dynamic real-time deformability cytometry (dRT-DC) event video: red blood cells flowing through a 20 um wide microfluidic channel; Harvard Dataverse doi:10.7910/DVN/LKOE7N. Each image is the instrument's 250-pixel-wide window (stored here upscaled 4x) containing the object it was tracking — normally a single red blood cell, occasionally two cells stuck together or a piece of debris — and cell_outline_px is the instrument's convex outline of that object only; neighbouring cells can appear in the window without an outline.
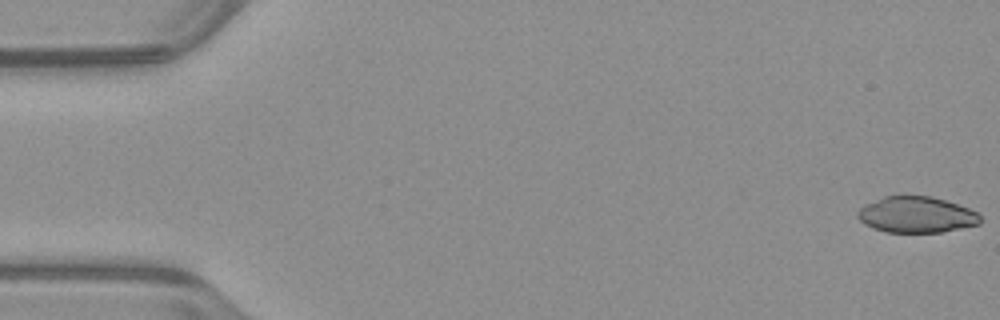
{"species": "common noctule bat (a hibernating species)", "species_latin": "Nyctalus noctula", "temperature_condition": "warm", "stored_images_in_passage": 52, "camera_frame_rate_fps": 3000, "um_per_image_px": 0.085, "animal": {"sex": "male", "body_mass_g": 23.1, "forearm_length_mm": 52.7}, "frame": {"image": 1, "passage_image": 1, "time_ms": 0.0, "image_size_px": [1000, 320], "cell_outline_px": [[980, 224], [940, 232], [884, 232], [872, 228], [864, 224], [856, 216], [856, 212], [864, 204], [884, 196], [932, 196], [968, 208], [976, 212], [980, 216]], "centroid_in_image_um": [77.84, 18.25], "position_along_channel_um": 7.2, "area_um2": 25.72}}